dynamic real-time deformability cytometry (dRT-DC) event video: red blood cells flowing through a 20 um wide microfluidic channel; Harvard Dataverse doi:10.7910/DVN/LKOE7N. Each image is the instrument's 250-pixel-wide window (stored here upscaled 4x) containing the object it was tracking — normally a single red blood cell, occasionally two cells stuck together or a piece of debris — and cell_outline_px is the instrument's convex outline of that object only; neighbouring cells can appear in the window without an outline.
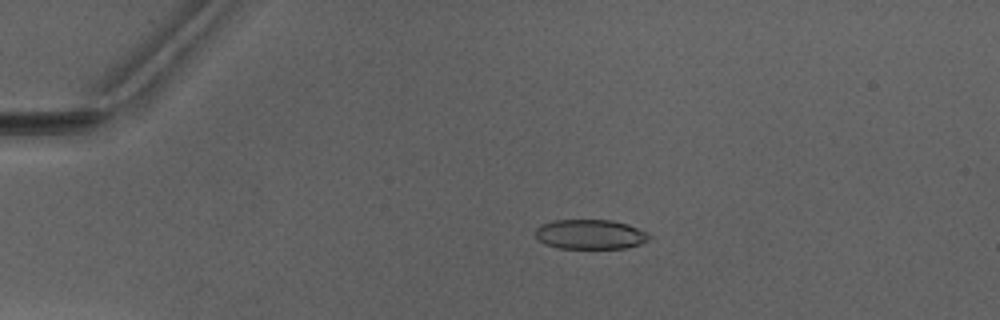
{"species": "Egyptian fruit bat (a non-hibernating species)", "species_latin": "Rousettus aegyptiacus", "temperature_condition": "warm", "stored_images_in_passage": 4, "camera_frame_rate_fps": 3000, "um_per_image_px": 0.085, "animal": {"sex": "male"}, "frame": {"image": 1, "passage_image": 2, "time_ms": 1.333, "image_size_px": [1000, 320], "cell_outline_px": [[652, 236], [648, 240], [640, 244], [624, 248], [560, 248], [544, 244], [536, 236], [536, 228], [540, 224], [552, 220], [612, 220], [628, 224], [648, 232]], "centroid_in_image_um": [50.18, 19.91], "position_along_channel_um": 34.8, "area_um2": 19.77}}
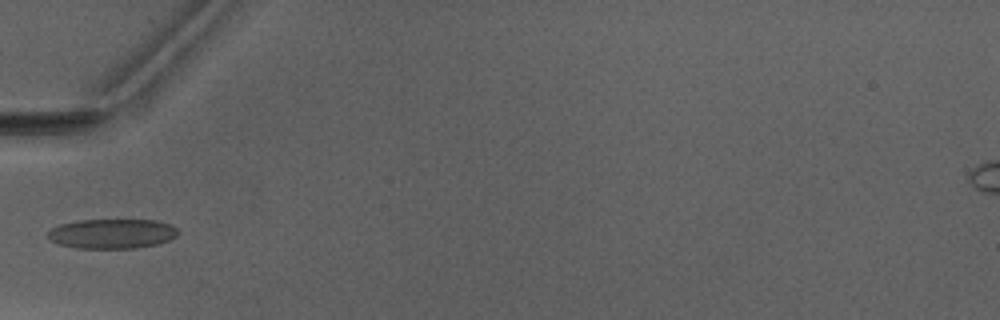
{"frame": {"image": 2, "passage_image": 4, "time_ms": 3.667, "image_size_px": [1000, 320], "cell_outline_px": [[176, 236], [172, 240], [156, 244], [136, 248], [76, 248], [56, 244], [48, 236], [48, 232], [52, 228], [60, 224], [76, 220], [156, 220], [168, 224], [176, 228]], "centroid_in_image_um": [9.5, 19.86], "position_along_channel_um": 75.5, "area_um2": 22.48}}